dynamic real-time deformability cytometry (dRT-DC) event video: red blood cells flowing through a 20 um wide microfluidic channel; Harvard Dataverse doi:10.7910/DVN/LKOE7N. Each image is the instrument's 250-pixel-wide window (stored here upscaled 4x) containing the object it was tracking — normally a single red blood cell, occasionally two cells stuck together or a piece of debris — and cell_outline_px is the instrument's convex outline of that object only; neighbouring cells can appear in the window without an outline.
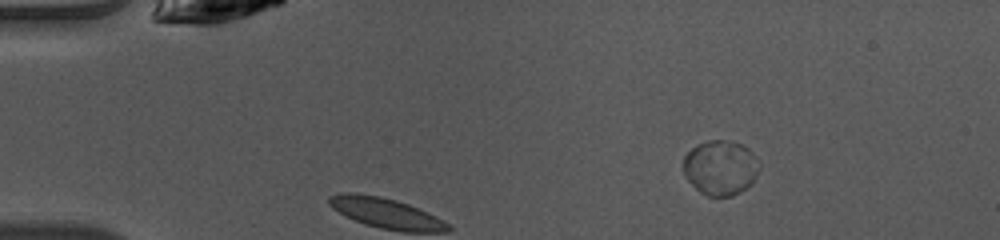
{"species": "common noctule bat (a hibernating species)", "species_latin": "Nyctalus noctula", "temperature_condition": "warm", "stored_images_in_passage": 3, "segment_of_instrument_passage": [1, 2], "camera_frame_rate_fps": 3000, "um_per_image_px": 0.085, "animal": {"sex": "female", "body_mass_g": 10.0, "forearm_length_mm": 53.1}, "frame": {"image": 1, "passage_image": 1, "time_ms": 0.0, "image_size_px": [1000, 240], "cell_outline_px": [[760, 168], [752, 184], [740, 192], [732, 196], [708, 196], [700, 192], [684, 176], [684, 156], [696, 144], [708, 140], [724, 140], [740, 144], [748, 148], [756, 156], [760, 164]], "centroid_in_image_um": [61.26, 14.25], "position_along_channel_um": 23.7, "area_um2": 24.39}}
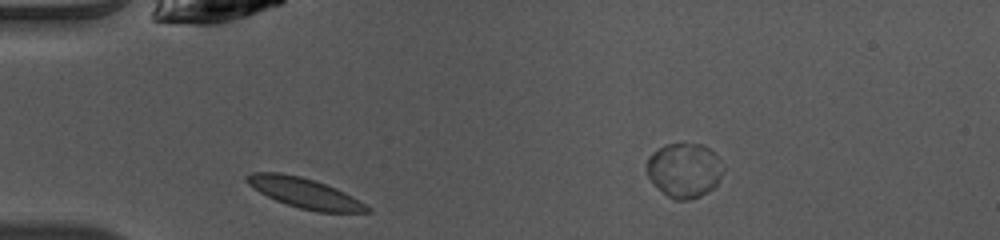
{"frame": {"image": 2, "passage_image": 2, "time_ms": 0.333, "image_size_px": [1000, 240], "cell_outline_px": [[372, 212], [320, 212], [300, 208], [276, 200], [252, 188], [244, 180], [244, 176], [252, 172], [280, 172], [300, 176], [336, 188], [360, 200], [372, 208]], "centroid_in_image_um": [25.89, 16.4], "position_along_channel_um": 59.1, "area_um2": 20.98}}